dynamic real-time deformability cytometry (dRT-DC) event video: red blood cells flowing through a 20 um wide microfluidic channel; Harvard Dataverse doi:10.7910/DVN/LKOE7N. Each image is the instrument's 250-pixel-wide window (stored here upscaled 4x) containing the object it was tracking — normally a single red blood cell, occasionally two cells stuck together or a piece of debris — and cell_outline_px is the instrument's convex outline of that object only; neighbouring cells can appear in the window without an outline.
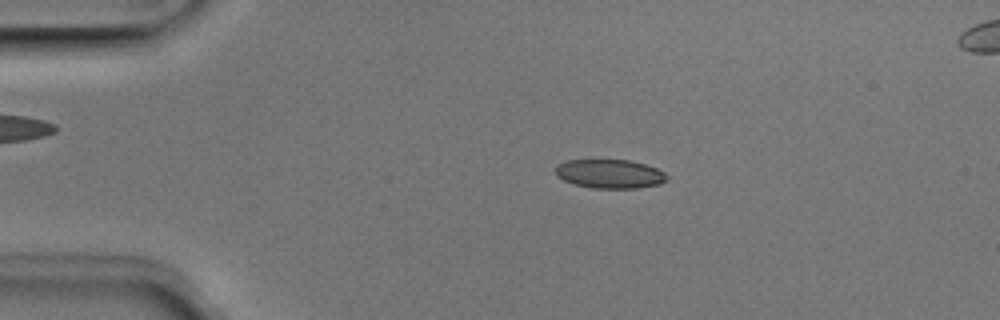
{"species": "Egyptian fruit bat (a non-hibernating species)", "species_latin": "Rousettus aegyptiacus", "temperature_condition": "room temperature", "stored_images_in_passage": 4, "segment_of_instrument_passage": [1, 2], "camera_frame_rate_fps": 3000, "um_per_image_px": 0.085, "animal": {"sex": "male"}, "frame": {"image": 1, "passage_image": 2, "time_ms": 0.333, "image_size_px": [1000, 320], "cell_outline_px": [[668, 180], [660, 184], [636, 188], [592, 188], [576, 184], [564, 180], [556, 176], [556, 168], [560, 164], [568, 160], [628, 160], [644, 164], [656, 168], [664, 172], [668, 176]], "centroid_in_image_um": [51.87, 14.78], "position_along_channel_um": 33.1, "area_um2": 18.61}}